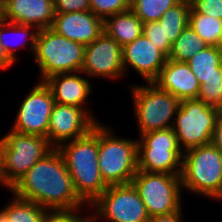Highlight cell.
<instances>
[{"instance_id":"1","label":"cell","mask_w":222,"mask_h":222,"mask_svg":"<svg viewBox=\"0 0 222 222\" xmlns=\"http://www.w3.org/2000/svg\"><path fill=\"white\" fill-rule=\"evenodd\" d=\"M15 197L39 204L46 210L81 208L63 156L53 148L12 186Z\"/></svg>"},{"instance_id":"2","label":"cell","mask_w":222,"mask_h":222,"mask_svg":"<svg viewBox=\"0 0 222 222\" xmlns=\"http://www.w3.org/2000/svg\"><path fill=\"white\" fill-rule=\"evenodd\" d=\"M57 149L63 156L77 196L90 206L108 187L98 166L99 122L85 136L64 142Z\"/></svg>"},{"instance_id":"3","label":"cell","mask_w":222,"mask_h":222,"mask_svg":"<svg viewBox=\"0 0 222 222\" xmlns=\"http://www.w3.org/2000/svg\"><path fill=\"white\" fill-rule=\"evenodd\" d=\"M183 153L182 188L210 198L222 193V152L210 143Z\"/></svg>"},{"instance_id":"4","label":"cell","mask_w":222,"mask_h":222,"mask_svg":"<svg viewBox=\"0 0 222 222\" xmlns=\"http://www.w3.org/2000/svg\"><path fill=\"white\" fill-rule=\"evenodd\" d=\"M85 45L57 34L51 28L38 31L34 57L41 72V81L59 73H80Z\"/></svg>"},{"instance_id":"5","label":"cell","mask_w":222,"mask_h":222,"mask_svg":"<svg viewBox=\"0 0 222 222\" xmlns=\"http://www.w3.org/2000/svg\"><path fill=\"white\" fill-rule=\"evenodd\" d=\"M114 136L110 129L99 123L100 174L107 186L130 184L138 171L137 140Z\"/></svg>"},{"instance_id":"6","label":"cell","mask_w":222,"mask_h":222,"mask_svg":"<svg viewBox=\"0 0 222 222\" xmlns=\"http://www.w3.org/2000/svg\"><path fill=\"white\" fill-rule=\"evenodd\" d=\"M138 170L181 175L183 154L172 128L140 134Z\"/></svg>"},{"instance_id":"7","label":"cell","mask_w":222,"mask_h":222,"mask_svg":"<svg viewBox=\"0 0 222 222\" xmlns=\"http://www.w3.org/2000/svg\"><path fill=\"white\" fill-rule=\"evenodd\" d=\"M53 147L44 136L10 130L0 139L1 159L6 181L12 187Z\"/></svg>"},{"instance_id":"8","label":"cell","mask_w":222,"mask_h":222,"mask_svg":"<svg viewBox=\"0 0 222 222\" xmlns=\"http://www.w3.org/2000/svg\"><path fill=\"white\" fill-rule=\"evenodd\" d=\"M147 84L131 87L140 134L172 128L173 122H169L175 117L180 100L154 82Z\"/></svg>"},{"instance_id":"9","label":"cell","mask_w":222,"mask_h":222,"mask_svg":"<svg viewBox=\"0 0 222 222\" xmlns=\"http://www.w3.org/2000/svg\"><path fill=\"white\" fill-rule=\"evenodd\" d=\"M218 111L199 99L180 101L172 129L183 151L211 143Z\"/></svg>"},{"instance_id":"10","label":"cell","mask_w":222,"mask_h":222,"mask_svg":"<svg viewBox=\"0 0 222 222\" xmlns=\"http://www.w3.org/2000/svg\"><path fill=\"white\" fill-rule=\"evenodd\" d=\"M149 217L181 211V176L138 170L132 179Z\"/></svg>"},{"instance_id":"11","label":"cell","mask_w":222,"mask_h":222,"mask_svg":"<svg viewBox=\"0 0 222 222\" xmlns=\"http://www.w3.org/2000/svg\"><path fill=\"white\" fill-rule=\"evenodd\" d=\"M93 216L111 222H149L146 207L132 183L111 185L91 204Z\"/></svg>"},{"instance_id":"12","label":"cell","mask_w":222,"mask_h":222,"mask_svg":"<svg viewBox=\"0 0 222 222\" xmlns=\"http://www.w3.org/2000/svg\"><path fill=\"white\" fill-rule=\"evenodd\" d=\"M22 101L12 130L47 138L54 98L44 81L38 82Z\"/></svg>"},{"instance_id":"13","label":"cell","mask_w":222,"mask_h":222,"mask_svg":"<svg viewBox=\"0 0 222 222\" xmlns=\"http://www.w3.org/2000/svg\"><path fill=\"white\" fill-rule=\"evenodd\" d=\"M98 123L84 108L73 105L54 104L50 115L47 140L53 148L81 138Z\"/></svg>"},{"instance_id":"14","label":"cell","mask_w":222,"mask_h":222,"mask_svg":"<svg viewBox=\"0 0 222 222\" xmlns=\"http://www.w3.org/2000/svg\"><path fill=\"white\" fill-rule=\"evenodd\" d=\"M80 73L112 80L124 75L122 47L105 32L91 44L85 45L83 67Z\"/></svg>"},{"instance_id":"15","label":"cell","mask_w":222,"mask_h":222,"mask_svg":"<svg viewBox=\"0 0 222 222\" xmlns=\"http://www.w3.org/2000/svg\"><path fill=\"white\" fill-rule=\"evenodd\" d=\"M187 63L200 83L197 99L217 108L222 88V51L217 46L209 45Z\"/></svg>"},{"instance_id":"16","label":"cell","mask_w":222,"mask_h":222,"mask_svg":"<svg viewBox=\"0 0 222 222\" xmlns=\"http://www.w3.org/2000/svg\"><path fill=\"white\" fill-rule=\"evenodd\" d=\"M168 57L144 35L122 47V64L124 71L129 65L136 70L146 82H153L159 75Z\"/></svg>"},{"instance_id":"17","label":"cell","mask_w":222,"mask_h":222,"mask_svg":"<svg viewBox=\"0 0 222 222\" xmlns=\"http://www.w3.org/2000/svg\"><path fill=\"white\" fill-rule=\"evenodd\" d=\"M51 29L83 45L91 44L103 32V20L92 11L55 13Z\"/></svg>"},{"instance_id":"18","label":"cell","mask_w":222,"mask_h":222,"mask_svg":"<svg viewBox=\"0 0 222 222\" xmlns=\"http://www.w3.org/2000/svg\"><path fill=\"white\" fill-rule=\"evenodd\" d=\"M0 17L4 21L31 25L38 30L51 28L55 17L54 0H7Z\"/></svg>"},{"instance_id":"19","label":"cell","mask_w":222,"mask_h":222,"mask_svg":"<svg viewBox=\"0 0 222 222\" xmlns=\"http://www.w3.org/2000/svg\"><path fill=\"white\" fill-rule=\"evenodd\" d=\"M153 82L180 101L197 99L200 91V83L187 62L168 59Z\"/></svg>"},{"instance_id":"20","label":"cell","mask_w":222,"mask_h":222,"mask_svg":"<svg viewBox=\"0 0 222 222\" xmlns=\"http://www.w3.org/2000/svg\"><path fill=\"white\" fill-rule=\"evenodd\" d=\"M54 98V102L61 105H73L85 108L86 101L91 90V83L73 73H59L44 80Z\"/></svg>"},{"instance_id":"21","label":"cell","mask_w":222,"mask_h":222,"mask_svg":"<svg viewBox=\"0 0 222 222\" xmlns=\"http://www.w3.org/2000/svg\"><path fill=\"white\" fill-rule=\"evenodd\" d=\"M144 23L129 9L103 21L104 32L121 47L132 43L143 34Z\"/></svg>"},{"instance_id":"22","label":"cell","mask_w":222,"mask_h":222,"mask_svg":"<svg viewBox=\"0 0 222 222\" xmlns=\"http://www.w3.org/2000/svg\"><path fill=\"white\" fill-rule=\"evenodd\" d=\"M33 28V29H32ZM31 30H34V32ZM36 30V31H35ZM38 29L34 26L31 25H21V24H16V23H11V22H7L4 21L1 17H0V39H1V43L3 45V48L5 49L6 53L8 54V56L14 61L16 62V53H15V48L16 45L14 46V43L11 41H8L7 39V34L9 33H14L17 34L18 39H20V43H21V39H24L25 41H23L24 43H21L19 45V47L22 45L23 47L26 46L25 44H27V41L29 40V47L30 50H32L33 54H34V50H35V42H36V37L38 34ZM7 32V33H6ZM13 34V35H14ZM22 37V38H20ZM28 38V39H27ZM10 40V39H9ZM15 40V38L13 39ZM18 41V40H17ZM12 43V44H11Z\"/></svg>"},{"instance_id":"23","label":"cell","mask_w":222,"mask_h":222,"mask_svg":"<svg viewBox=\"0 0 222 222\" xmlns=\"http://www.w3.org/2000/svg\"><path fill=\"white\" fill-rule=\"evenodd\" d=\"M205 42L189 25L181 32V35L172 44L168 59L172 61L187 62L198 51L208 47Z\"/></svg>"},{"instance_id":"24","label":"cell","mask_w":222,"mask_h":222,"mask_svg":"<svg viewBox=\"0 0 222 222\" xmlns=\"http://www.w3.org/2000/svg\"><path fill=\"white\" fill-rule=\"evenodd\" d=\"M191 6L178 3L168 9L158 21L164 28L165 38L172 45L189 24Z\"/></svg>"},{"instance_id":"25","label":"cell","mask_w":222,"mask_h":222,"mask_svg":"<svg viewBox=\"0 0 222 222\" xmlns=\"http://www.w3.org/2000/svg\"><path fill=\"white\" fill-rule=\"evenodd\" d=\"M2 211L9 222H42L47 210L39 204L14 196Z\"/></svg>"},{"instance_id":"26","label":"cell","mask_w":222,"mask_h":222,"mask_svg":"<svg viewBox=\"0 0 222 222\" xmlns=\"http://www.w3.org/2000/svg\"><path fill=\"white\" fill-rule=\"evenodd\" d=\"M208 45L217 46L222 34V20L205 14H199L192 8L188 24Z\"/></svg>"},{"instance_id":"27","label":"cell","mask_w":222,"mask_h":222,"mask_svg":"<svg viewBox=\"0 0 222 222\" xmlns=\"http://www.w3.org/2000/svg\"><path fill=\"white\" fill-rule=\"evenodd\" d=\"M177 0H130V10L143 22L159 21Z\"/></svg>"},{"instance_id":"28","label":"cell","mask_w":222,"mask_h":222,"mask_svg":"<svg viewBox=\"0 0 222 222\" xmlns=\"http://www.w3.org/2000/svg\"><path fill=\"white\" fill-rule=\"evenodd\" d=\"M90 11L103 21L130 9V0H89Z\"/></svg>"},{"instance_id":"29","label":"cell","mask_w":222,"mask_h":222,"mask_svg":"<svg viewBox=\"0 0 222 222\" xmlns=\"http://www.w3.org/2000/svg\"><path fill=\"white\" fill-rule=\"evenodd\" d=\"M143 34L167 57L169 56L172 45L165 38L164 28L158 21L144 23Z\"/></svg>"},{"instance_id":"30","label":"cell","mask_w":222,"mask_h":222,"mask_svg":"<svg viewBox=\"0 0 222 222\" xmlns=\"http://www.w3.org/2000/svg\"><path fill=\"white\" fill-rule=\"evenodd\" d=\"M81 208L68 210H47L42 222H87L91 216L82 217L78 214Z\"/></svg>"},{"instance_id":"31","label":"cell","mask_w":222,"mask_h":222,"mask_svg":"<svg viewBox=\"0 0 222 222\" xmlns=\"http://www.w3.org/2000/svg\"><path fill=\"white\" fill-rule=\"evenodd\" d=\"M191 8L199 14L222 20V0H195Z\"/></svg>"},{"instance_id":"32","label":"cell","mask_w":222,"mask_h":222,"mask_svg":"<svg viewBox=\"0 0 222 222\" xmlns=\"http://www.w3.org/2000/svg\"><path fill=\"white\" fill-rule=\"evenodd\" d=\"M55 13L84 12L90 10L89 0H54Z\"/></svg>"},{"instance_id":"33","label":"cell","mask_w":222,"mask_h":222,"mask_svg":"<svg viewBox=\"0 0 222 222\" xmlns=\"http://www.w3.org/2000/svg\"><path fill=\"white\" fill-rule=\"evenodd\" d=\"M211 144L222 152V111H218Z\"/></svg>"},{"instance_id":"34","label":"cell","mask_w":222,"mask_h":222,"mask_svg":"<svg viewBox=\"0 0 222 222\" xmlns=\"http://www.w3.org/2000/svg\"><path fill=\"white\" fill-rule=\"evenodd\" d=\"M181 213V211H176L170 214L154 216L149 219V222H182Z\"/></svg>"},{"instance_id":"35","label":"cell","mask_w":222,"mask_h":222,"mask_svg":"<svg viewBox=\"0 0 222 222\" xmlns=\"http://www.w3.org/2000/svg\"><path fill=\"white\" fill-rule=\"evenodd\" d=\"M14 61L8 56L0 39V70H4L13 65Z\"/></svg>"},{"instance_id":"36","label":"cell","mask_w":222,"mask_h":222,"mask_svg":"<svg viewBox=\"0 0 222 222\" xmlns=\"http://www.w3.org/2000/svg\"><path fill=\"white\" fill-rule=\"evenodd\" d=\"M0 184L5 185V187H7L8 190L12 191V187L6 181V178H5V175H4V172H3V165H2V159H1V150H0Z\"/></svg>"},{"instance_id":"37","label":"cell","mask_w":222,"mask_h":222,"mask_svg":"<svg viewBox=\"0 0 222 222\" xmlns=\"http://www.w3.org/2000/svg\"><path fill=\"white\" fill-rule=\"evenodd\" d=\"M0 222H9L6 214L2 210L0 211Z\"/></svg>"},{"instance_id":"38","label":"cell","mask_w":222,"mask_h":222,"mask_svg":"<svg viewBox=\"0 0 222 222\" xmlns=\"http://www.w3.org/2000/svg\"><path fill=\"white\" fill-rule=\"evenodd\" d=\"M217 109L219 111H222V88H221V94H220V97H219V102L217 103Z\"/></svg>"},{"instance_id":"39","label":"cell","mask_w":222,"mask_h":222,"mask_svg":"<svg viewBox=\"0 0 222 222\" xmlns=\"http://www.w3.org/2000/svg\"><path fill=\"white\" fill-rule=\"evenodd\" d=\"M195 0H177L178 3H184L187 5H192L194 3Z\"/></svg>"},{"instance_id":"40","label":"cell","mask_w":222,"mask_h":222,"mask_svg":"<svg viewBox=\"0 0 222 222\" xmlns=\"http://www.w3.org/2000/svg\"><path fill=\"white\" fill-rule=\"evenodd\" d=\"M7 0H0V14L3 12Z\"/></svg>"},{"instance_id":"41","label":"cell","mask_w":222,"mask_h":222,"mask_svg":"<svg viewBox=\"0 0 222 222\" xmlns=\"http://www.w3.org/2000/svg\"><path fill=\"white\" fill-rule=\"evenodd\" d=\"M99 218L100 217L92 216V214H91V218L87 222H98L97 220H100Z\"/></svg>"},{"instance_id":"42","label":"cell","mask_w":222,"mask_h":222,"mask_svg":"<svg viewBox=\"0 0 222 222\" xmlns=\"http://www.w3.org/2000/svg\"><path fill=\"white\" fill-rule=\"evenodd\" d=\"M217 47L222 51V34H221V37H220L219 42L217 44Z\"/></svg>"},{"instance_id":"43","label":"cell","mask_w":222,"mask_h":222,"mask_svg":"<svg viewBox=\"0 0 222 222\" xmlns=\"http://www.w3.org/2000/svg\"><path fill=\"white\" fill-rule=\"evenodd\" d=\"M213 199H215V200L218 199V201H219V200L222 201V193L216 195Z\"/></svg>"}]
</instances>
